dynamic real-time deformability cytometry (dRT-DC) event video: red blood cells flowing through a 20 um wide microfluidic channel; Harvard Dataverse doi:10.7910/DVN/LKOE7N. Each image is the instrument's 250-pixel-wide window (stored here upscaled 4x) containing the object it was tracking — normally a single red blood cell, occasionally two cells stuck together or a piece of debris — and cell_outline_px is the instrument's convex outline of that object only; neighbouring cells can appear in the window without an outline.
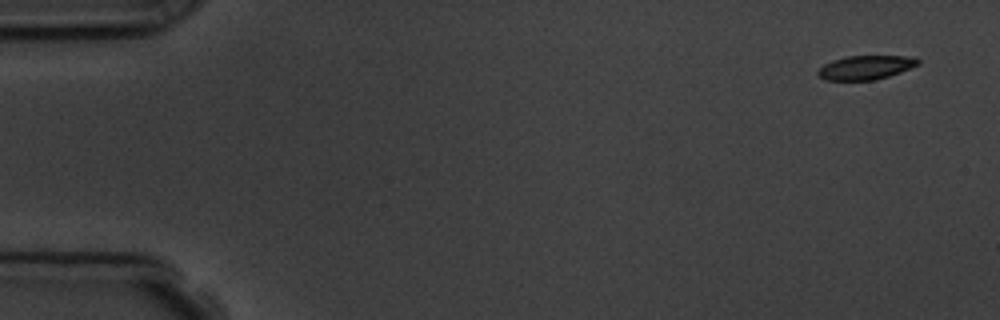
{"species": "common noctule bat (a hibernating species)", "species_latin": "Nyctalus noctula", "temperature_condition": "room temperature", "stored_images_in_passage": 5, "camera_frame_rate_fps": 3000, "um_per_image_px": 0.085, "animal": {"sex": "male", "body_mass_g": 19.5, "forearm_length_mm": 54.6}, "frame": {"image": 1, "passage_image": 1, "time_ms": 0.0, "image_size_px": [1000, 320], "cell_outline_px": [[920, 64], [900, 72], [876, 80], [824, 80], [816, 72], [824, 64], [832, 60], [848, 56], [916, 56], [920, 60]], "centroid_in_image_um": [73.61, 5.73], "position_along_channel_um": 11.4, "area_um2": 14.05}}
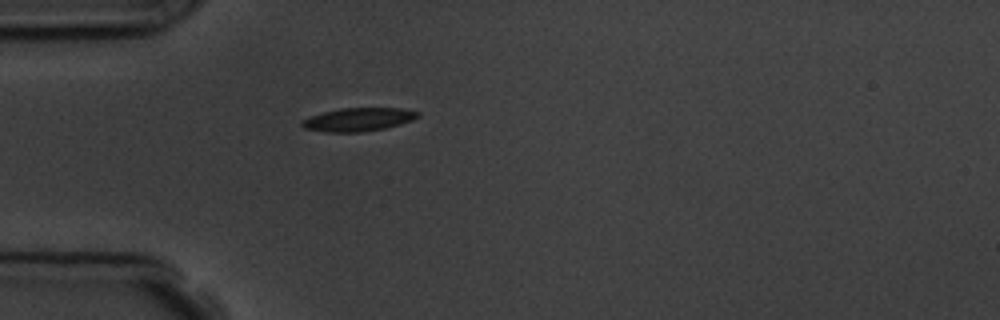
{"frame": {"image": 2, "passage_image": 5, "time_ms": 4.333, "image_size_px": [1000, 320], "cell_outline_px": [[420, 116], [412, 120], [400, 124], [384, 128], [360, 132], [328, 132], [304, 128], [300, 124], [300, 120], [324, 112], [340, 108], [404, 108], [420, 112]], "centroid_in_image_um": [30.47, 10.15], "position_along_channel_um": 54.5, "area_um2": 15.72}}